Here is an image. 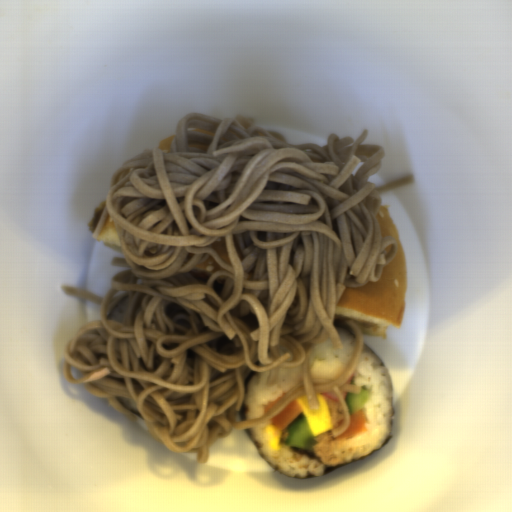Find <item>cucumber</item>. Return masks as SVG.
<instances>
[{
    "instance_id": "obj_1",
    "label": "cucumber",
    "mask_w": 512,
    "mask_h": 512,
    "mask_svg": "<svg viewBox=\"0 0 512 512\" xmlns=\"http://www.w3.org/2000/svg\"><path fill=\"white\" fill-rule=\"evenodd\" d=\"M284 441L288 447L308 451L315 446L316 435H314L304 411L286 426Z\"/></svg>"
},
{
    "instance_id": "obj_2",
    "label": "cucumber",
    "mask_w": 512,
    "mask_h": 512,
    "mask_svg": "<svg viewBox=\"0 0 512 512\" xmlns=\"http://www.w3.org/2000/svg\"><path fill=\"white\" fill-rule=\"evenodd\" d=\"M360 389L361 394L348 393L344 399L348 416H351L363 410L371 399L369 390L361 387Z\"/></svg>"
},
{
    "instance_id": "obj_3",
    "label": "cucumber",
    "mask_w": 512,
    "mask_h": 512,
    "mask_svg": "<svg viewBox=\"0 0 512 512\" xmlns=\"http://www.w3.org/2000/svg\"><path fill=\"white\" fill-rule=\"evenodd\" d=\"M350 385H356L354 379L352 378L351 382H350ZM357 386V385H356Z\"/></svg>"
}]
</instances>
